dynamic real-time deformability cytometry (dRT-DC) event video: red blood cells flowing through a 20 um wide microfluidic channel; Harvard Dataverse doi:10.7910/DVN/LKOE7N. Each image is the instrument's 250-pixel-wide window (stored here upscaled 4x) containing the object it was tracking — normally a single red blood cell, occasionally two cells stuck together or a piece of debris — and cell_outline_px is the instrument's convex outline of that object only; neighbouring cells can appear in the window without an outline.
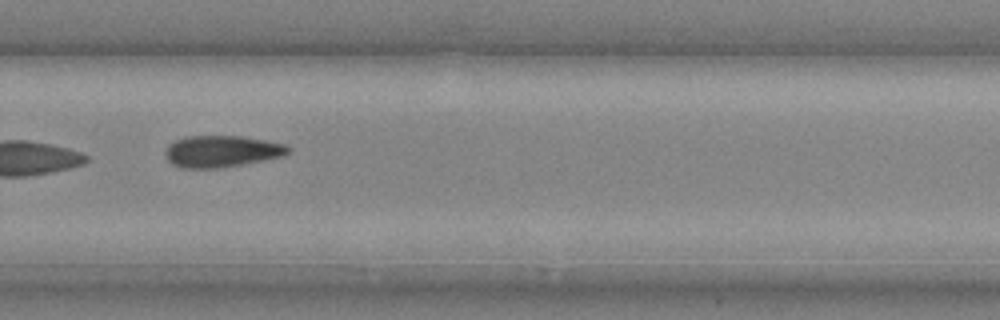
{"species": "common noctule bat (a hibernating species)", "species_latin": "Nyctalus noctula", "temperature_condition": "cold", "stored_images_in_passage": 21, "camera_frame_rate_fps": 3000, "um_per_image_px": 0.085, "animal": {"sex": "male", "body_mass_g": 20.4}, "frame": {"image": 1, "passage_image": 15, "time_ms": 4.667, "image_size_px": [1000, 320], "cell_outline_px": [[292, 148], [284, 156], [244, 164], [216, 168], [180, 168], [172, 164], [168, 160], [164, 152], [168, 144], [176, 140], [188, 136], [240, 136], [264, 140], [284, 144]], "centroid_in_image_um": [18.83, 12.87], "position_along_channel_um": 311.0, "area_um2": 22.66}}